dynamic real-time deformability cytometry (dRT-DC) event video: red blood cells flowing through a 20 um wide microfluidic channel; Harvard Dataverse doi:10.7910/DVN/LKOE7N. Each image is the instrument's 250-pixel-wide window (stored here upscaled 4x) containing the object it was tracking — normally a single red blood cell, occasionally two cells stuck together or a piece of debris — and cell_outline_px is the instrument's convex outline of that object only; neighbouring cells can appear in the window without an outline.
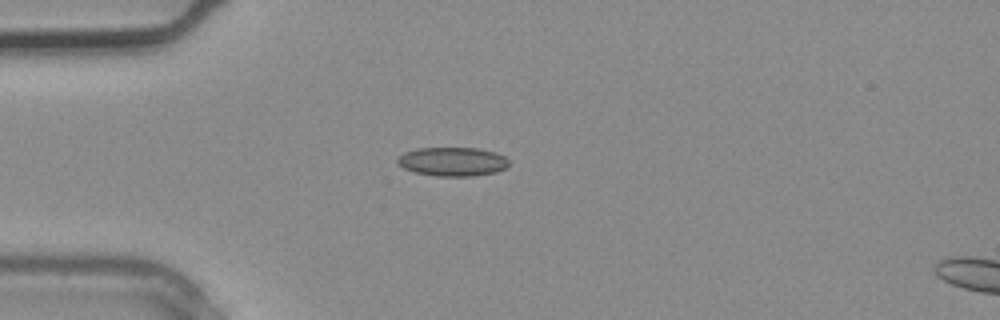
{"species": "common noctule bat (a hibernating species)", "species_latin": "Nyctalus noctula", "temperature_condition": "warm", "stored_images_in_passage": 2, "segment_of_instrument_passage": [1, 2], "camera_frame_rate_fps": 3000, "um_per_image_px": 0.085, "animal": {"sex": "male", "body_mass_g": 20.4}, "frame": {"image": 1, "passage_image": 1, "time_ms": 0.0, "image_size_px": [1000, 320], "cell_outline_px": [[508, 164], [504, 168], [496, 172], [472, 176], [436, 176], [416, 172], [404, 168], [396, 164], [396, 160], [404, 152], [416, 148], [476, 148], [496, 152], [504, 156], [508, 160]], "centroid_in_image_um": [38.44, 13.73], "position_along_channel_um": 46.6, "area_um2": 18.73}}